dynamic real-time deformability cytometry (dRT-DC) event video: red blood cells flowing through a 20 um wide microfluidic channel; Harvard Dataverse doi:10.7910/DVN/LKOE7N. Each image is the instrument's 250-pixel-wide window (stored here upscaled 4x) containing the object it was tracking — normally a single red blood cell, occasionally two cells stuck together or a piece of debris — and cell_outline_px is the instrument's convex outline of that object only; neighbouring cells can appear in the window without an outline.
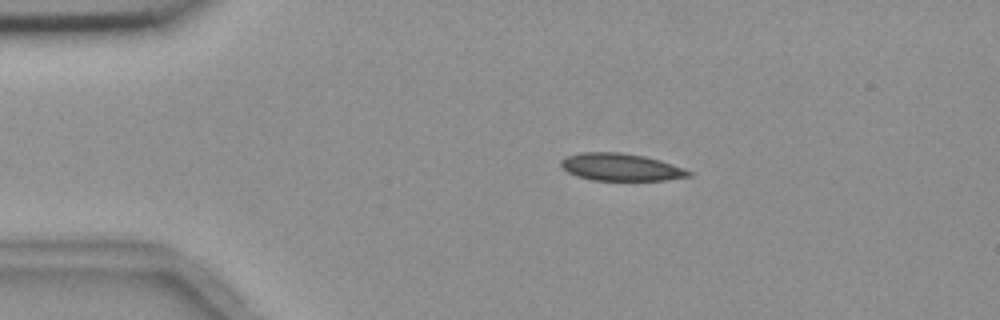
{"species": "common noctule bat (a hibernating species)", "species_latin": "Nyctalus noctula", "temperature_condition": "room temperature", "stored_images_in_passage": 5, "camera_frame_rate_fps": 3000, "um_per_image_px": 0.085, "animal": {"sex": "female", "body_mass_g": 18.4}, "frame": {"image": 1, "passage_image": 3, "time_ms": 2.333, "image_size_px": [1000, 320], "cell_outline_px": [[692, 176], [664, 180], [596, 180], [576, 176], [568, 172], [560, 164], [560, 160], [568, 156], [580, 152], [620, 152], [644, 156], [660, 160], [684, 168], [692, 172]], "centroid_in_image_um": [52.78, 14.2], "position_along_channel_um": 32.2, "area_um2": 20.29}}
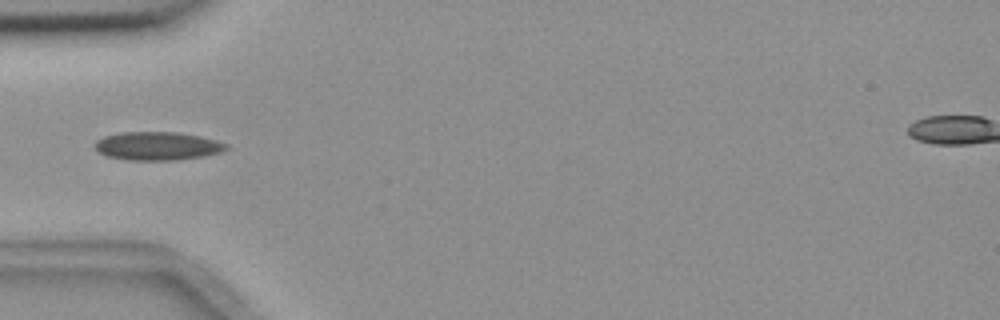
{"frame": {"image": 2, "passage_image": 5, "time_ms": 4.667, "image_size_px": [1000, 320], "cell_outline_px": [[228, 148], [220, 152], [204, 156], [176, 160], [128, 160], [108, 156], [100, 152], [96, 148], [96, 140], [104, 136], [120, 132], [180, 132], [216, 140], [228, 144]], "centroid_in_image_um": [13.4, 12.4], "position_along_channel_um": 71.6, "area_um2": 21.62}}